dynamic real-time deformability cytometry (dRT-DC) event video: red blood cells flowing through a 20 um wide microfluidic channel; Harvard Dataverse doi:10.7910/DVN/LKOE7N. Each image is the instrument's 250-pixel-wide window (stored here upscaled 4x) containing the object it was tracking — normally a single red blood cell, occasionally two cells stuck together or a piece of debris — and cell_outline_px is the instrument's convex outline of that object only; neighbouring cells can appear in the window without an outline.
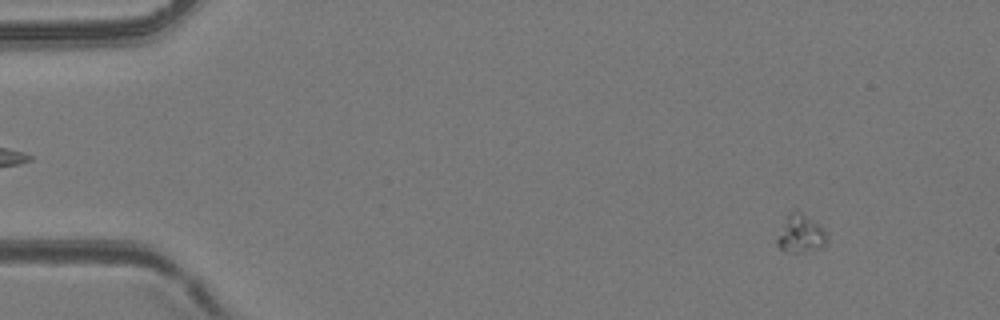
{"species": "common noctule bat (a hibernating species)", "species_latin": "Nyctalus noctula", "temperature_condition": "room temperature", "stored_images_in_passage": 50, "camera_frame_rate_fps": 3000, "um_per_image_px": 0.085, "animal": {"sex": "female", "body_mass_g": 24.6, "forearm_length_mm": 56.2}, "frame": {"image": 1, "passage_image": 6, "time_ms": 1.667, "image_size_px": [1000, 320], "cell_outline_px": [[828, 240], [820, 248], [804, 252], [784, 252], [776, 244], [776, 240], [788, 212], [792, 208], [800, 212], [812, 220], [824, 232]], "centroid_in_image_um": [68.0, 19.88], "position_along_channel_um": 17.0, "area_um2": 10.81}}
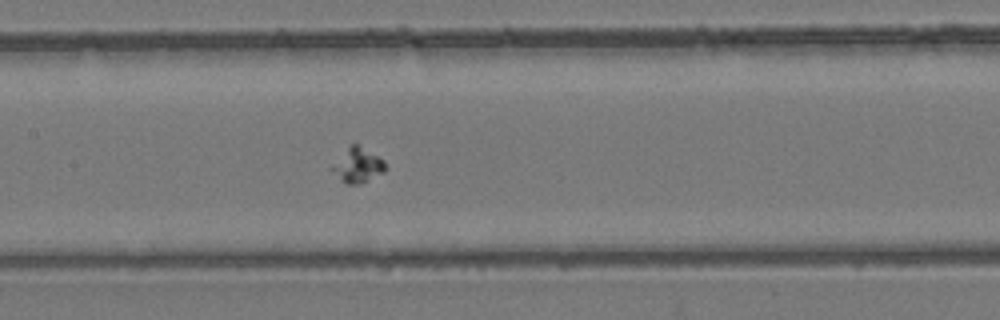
{"frame": {"image": 2, "passage_image": 25, "time_ms": 8.0, "image_size_px": [1000, 320], "cell_outline_px": [[384, 172], [360, 184], [348, 184], [340, 180], [328, 168], [352, 144], [356, 144], [384, 160]], "centroid_in_image_um": [30.36, 14.08], "position_along_channel_um": 177.0, "area_um2": 10.46}}
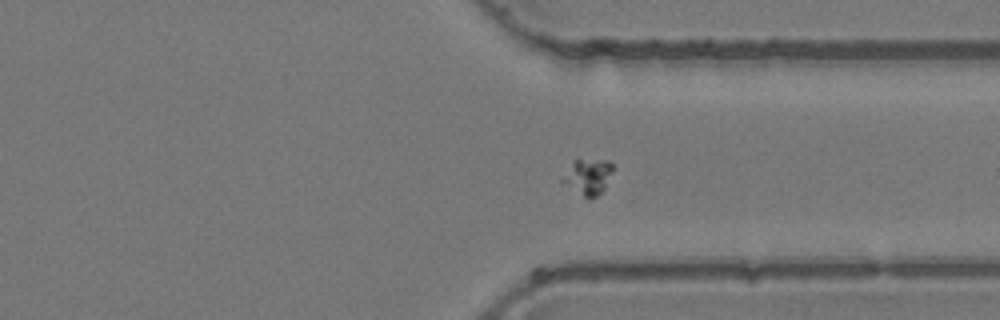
{"frame": {"image": 3, "passage_image": 38, "time_ms": 12.333, "image_size_px": [1000, 320], "cell_outline_px": [[612, 172], [604, 188], [596, 196], [588, 200], [560, 180], [572, 160], [608, 160], [612, 164]], "centroid_in_image_um": [49.96, 15.02], "position_along_channel_um": 361.4, "area_um2": 10.35}}